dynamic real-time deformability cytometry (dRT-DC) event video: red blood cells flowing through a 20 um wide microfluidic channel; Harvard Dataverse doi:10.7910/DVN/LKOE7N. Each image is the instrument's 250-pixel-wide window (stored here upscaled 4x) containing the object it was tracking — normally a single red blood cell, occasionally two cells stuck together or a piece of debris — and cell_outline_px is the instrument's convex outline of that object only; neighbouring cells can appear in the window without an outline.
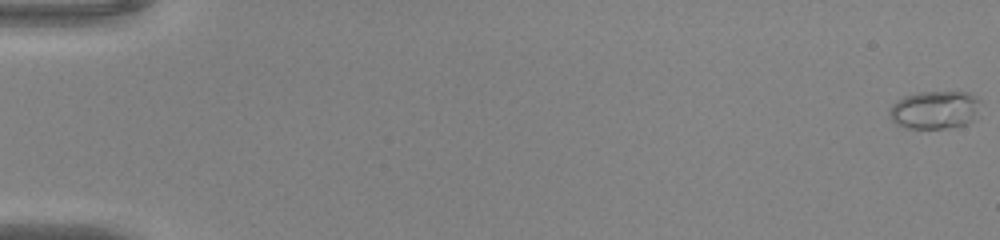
{"species": "common noctule bat (a hibernating species)", "species_latin": "Nyctalus noctula", "temperature_condition": "warm", "stored_images_in_passage": 52, "camera_frame_rate_fps": 3000, "um_per_image_px": 0.085, "animal": {"sex": "male", "body_mass_g": 20.0, "forearm_length_mm": 53.3}, "frame": {"image": 1, "passage_image": 1, "time_ms": 0.0, "image_size_px": [1000, 240], "cell_outline_px": [[980, 116], [968, 124], [948, 128], [908, 128], [896, 124], [888, 116], [888, 112], [892, 104], [896, 100], [904, 96], [920, 92], [968, 92], [976, 96], [980, 100]], "centroid_in_image_um": [79.5, 9.34], "position_along_channel_um": 5.5, "area_um2": 20.69}}
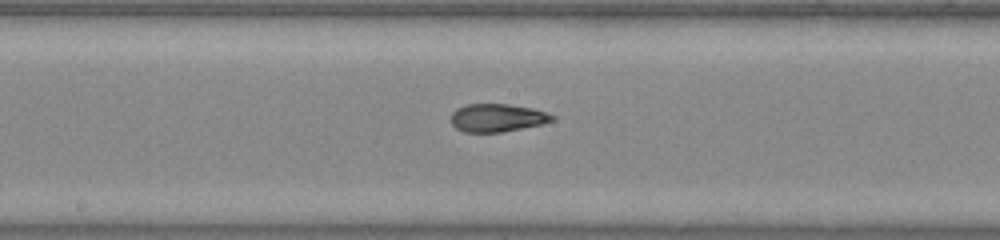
{"frame": {"image": 2, "passage_image": 29, "time_ms": 9.333, "image_size_px": [1000, 240], "cell_outline_px": [[556, 120], [540, 124], [500, 132], [464, 132], [456, 128], [452, 124], [452, 112], [456, 108], [468, 104], [508, 104], [532, 108], [556, 116]], "centroid_in_image_um": [42.25, 10.0], "position_along_channel_um": 205.9, "area_um2": 16.36}}
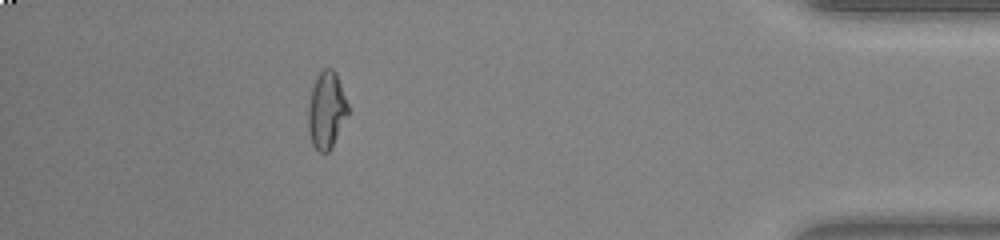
{"frame": {"image": 3, "passage_image": 47, "time_ms": 15.333, "image_size_px": [1000, 240], "cell_outline_px": [[348, 112], [328, 152], [320, 152], [312, 144], [308, 132], [308, 104], [312, 88], [316, 76], [324, 68], [332, 68], [336, 72], [348, 104]], "centroid_in_image_um": [27.72, 9.32], "position_along_channel_um": 407.5, "area_um2": 17.51}, "authors_computed_cell_mechanics": {"area_um2": 17.4267, "velocity_mm_per_s": 4.1236, "shape_relaxation_time_tau1_ms": 5.7202, "shape_relaxation_time_tau2_ms": 0.6604, "deformation_change_tau1": 0.227, "deformation_change_tau2": 0.0553}}